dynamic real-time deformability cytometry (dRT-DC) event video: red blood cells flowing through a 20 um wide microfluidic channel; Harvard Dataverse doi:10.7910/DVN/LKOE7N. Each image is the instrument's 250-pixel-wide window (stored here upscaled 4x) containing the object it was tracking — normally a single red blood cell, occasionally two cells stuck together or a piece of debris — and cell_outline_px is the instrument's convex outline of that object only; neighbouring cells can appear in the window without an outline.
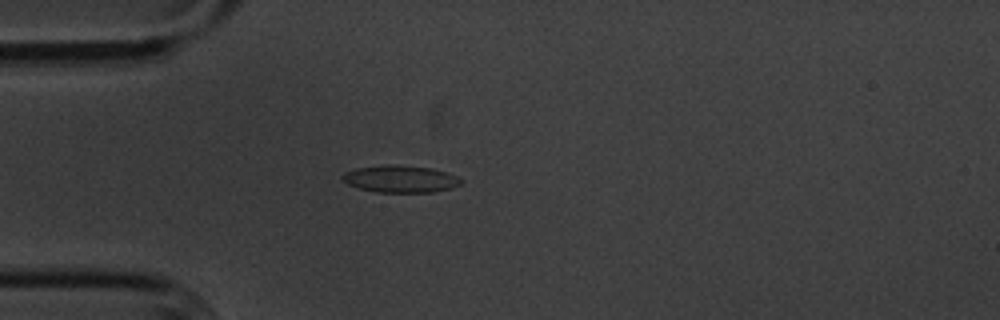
{"species": "common noctule bat (a hibernating species)", "species_latin": "Nyctalus noctula", "temperature_condition": "cold", "stored_images_in_passage": 42, "camera_frame_rate_fps": 3000, "um_per_image_px": 0.085, "animal": {"sex": "male", "body_mass_g": 20.1, "forearm_length_mm": 53.5}, "frame": {"image": 1, "passage_image": 1, "time_ms": 0.0, "image_size_px": [1000, 320], "cell_outline_px": [[464, 180], [460, 184], [452, 188], [432, 192], [376, 192], [360, 188], [348, 184], [340, 180], [340, 176], [344, 172], [356, 168], [384, 164], [396, 164], [432, 168], [448, 172]], "centroid_in_image_um": [34.02, 15.19], "position_along_channel_um": 51.0, "area_um2": 19.02}}
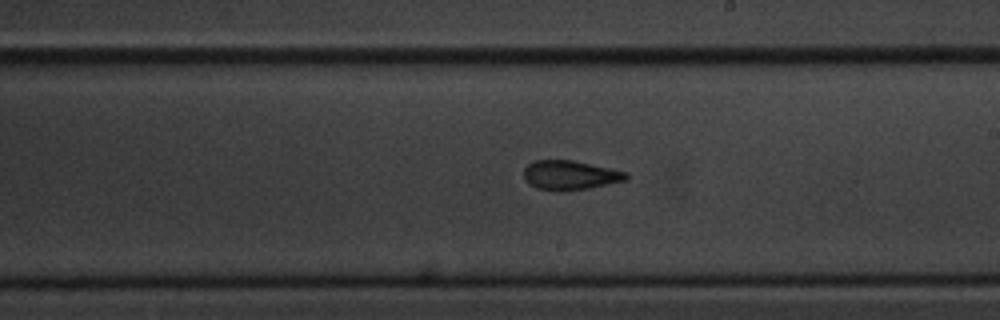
{"frame": {"image": 2, "passage_image": 18, "time_ms": 5.667, "image_size_px": [1000, 320], "cell_outline_px": [[628, 180], [592, 188], [564, 192], [556, 192], [536, 188], [528, 184], [524, 180], [524, 168], [532, 160], [572, 160], [628, 172]], "centroid_in_image_um": [48.44, 14.91], "position_along_channel_um": 240.6, "area_um2": 17.98}}
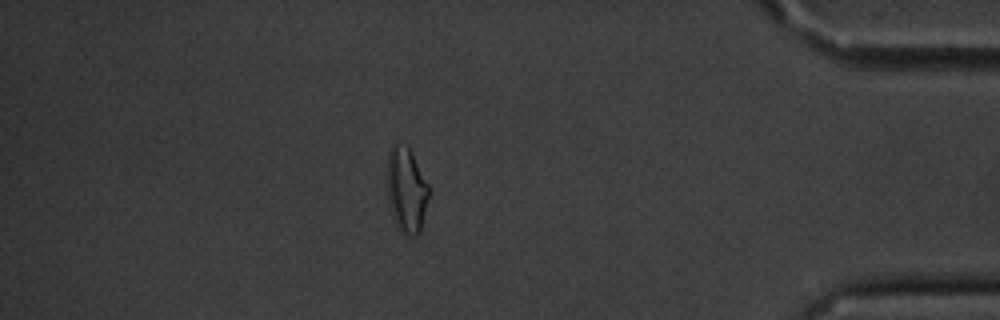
{"frame": {"image": 3, "passage_image": 35, "time_ms": 11.333, "image_size_px": [1000, 320], "cell_outline_px": [[428, 196], [420, 232], [416, 236], [412, 236], [400, 232], [392, 216], [388, 200], [388, 152], [392, 144], [396, 140], [408, 148], [412, 152], [428, 184]], "centroid_in_image_um": [34.53, 16.13], "position_along_channel_um": 400.7, "area_um2": 20.58}, "authors_computed_cell_mechanics": {"area_um2": 17.629, "velocity_mm_per_s": 3.5007, "shape_relaxation_time_tau1_ms": 5.8464, "shape_relaxation_time_tau2_ms": 2.4765, "deformation_change_tau1": 0.1381, "deformation_change_tau2": 0.1028}}